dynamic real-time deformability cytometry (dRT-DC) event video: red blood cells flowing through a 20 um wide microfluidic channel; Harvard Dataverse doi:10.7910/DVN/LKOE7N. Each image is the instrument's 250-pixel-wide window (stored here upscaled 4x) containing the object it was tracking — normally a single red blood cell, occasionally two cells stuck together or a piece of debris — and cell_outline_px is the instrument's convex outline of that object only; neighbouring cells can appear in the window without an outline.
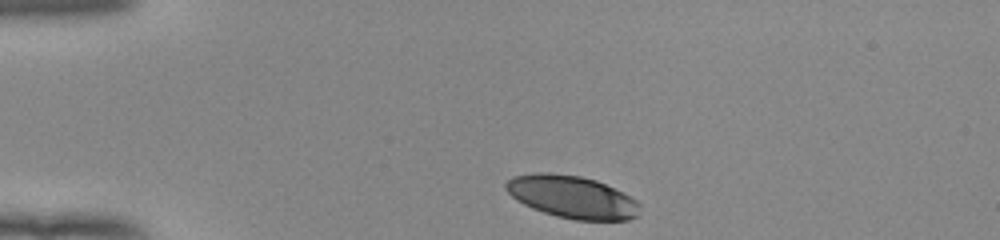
{"species": "human", "species_latin": "Homo sapiens", "temperature_condition": "room temperature", "stored_images_in_passage": 35, "camera_frame_rate_fps": 3000, "um_per_image_px": 0.085, "donor": {"sex": "female"}, "frame": {"image": 1, "passage_image": 1, "time_ms": 0.0, "image_size_px": [1000, 240], "cell_outline_px": [[640, 204], [636, 216], [628, 220], [576, 220], [556, 216], [532, 208], [516, 200], [504, 188], [504, 184], [512, 176], [536, 172], [548, 172], [580, 176], [596, 180], [636, 200]], "centroid_in_image_um": [48.57, 16.73], "position_along_channel_um": 36.4, "area_um2": 32.95}}
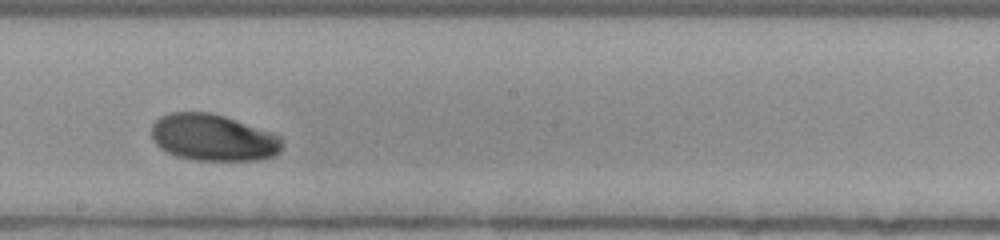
{"frame": {"image": 2, "passage_image": 20, "time_ms": 6.333, "image_size_px": [1000, 240], "cell_outline_px": [[280, 152], [272, 156], [260, 160], [192, 160], [176, 156], [160, 148], [152, 140], [152, 124], [160, 116], [168, 112], [212, 112], [276, 132], [280, 136]], "centroid_in_image_um": [18.11, 11.68], "position_along_channel_um": 230.1, "area_um2": 35.95}}
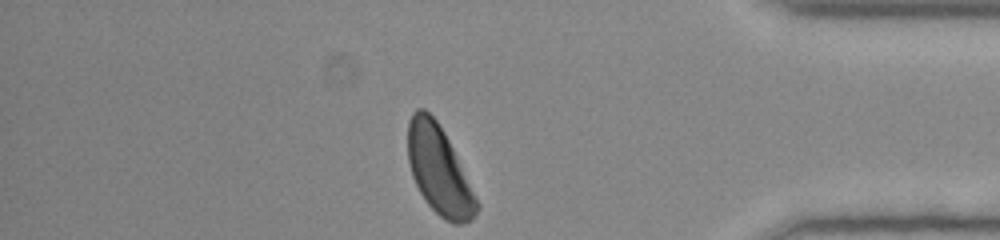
{"frame": {"image": 3, "passage_image": 35, "time_ms": 11.333, "image_size_px": [1000, 240], "cell_outline_px": [[480, 208], [472, 220], [460, 224], [452, 224], [444, 220], [424, 200], [412, 176], [408, 160], [408, 120], [412, 112], [416, 108], [424, 108], [436, 120], [444, 132], [480, 204]], "centroid_in_image_um": [37.31, 14.49], "position_along_channel_um": 397.9, "area_um2": 35.26}, "authors_computed_cell_mechanics": {"area_um2": 35.8938, "velocity_mm_per_s": 3.8811, "shape_relaxation_time_tau1_ms": 2.3953, "shape_relaxation_time_tau2_ms": null, "deformation_change_tau1": 0.1295, "deformation_change_tau2": null}}